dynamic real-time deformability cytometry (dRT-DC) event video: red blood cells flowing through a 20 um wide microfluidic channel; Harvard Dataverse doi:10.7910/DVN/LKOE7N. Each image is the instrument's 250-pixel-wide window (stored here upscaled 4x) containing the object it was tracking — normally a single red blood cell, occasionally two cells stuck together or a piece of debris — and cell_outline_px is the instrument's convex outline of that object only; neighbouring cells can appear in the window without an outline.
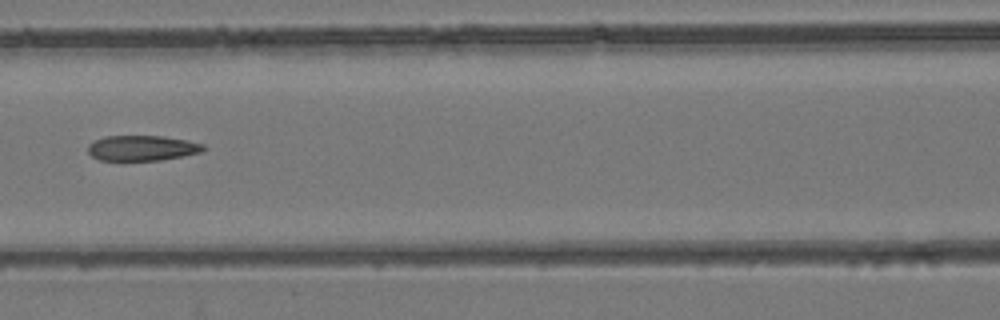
{"species": "common noctule bat (a hibernating species)", "species_latin": "Nyctalus noctula", "temperature_condition": "room temperature", "stored_images_in_passage": 6, "camera_frame_rate_fps": 3000, "um_per_image_px": 0.085, "animal": {"sex": "female", "body_mass_g": 24.6, "forearm_length_mm": 56.2}, "frame": {"image": 1, "passage_image": 5, "time_ms": 6.0, "image_size_px": [1000, 320], "cell_outline_px": [[208, 148], [200, 152], [160, 160], [100, 160], [92, 156], [88, 152], [88, 144], [104, 136], [164, 136], [188, 140], [204, 144]], "centroid_in_image_um": [12.09, 12.57], "position_along_channel_um": 154.5, "area_um2": 16.99}}
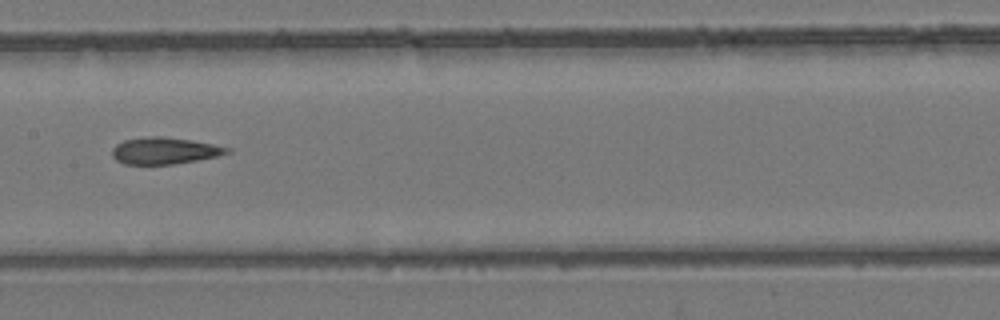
{"frame": {"image": 2, "passage_image": 6, "time_ms": 7.0, "image_size_px": [1000, 320], "cell_outline_px": [[232, 152], [216, 156], [196, 160], [172, 164], [124, 164], [116, 160], [112, 156], [112, 148], [116, 144], [124, 140], [148, 136], [160, 136], [188, 140], [212, 144], [232, 148]], "centroid_in_image_um": [13.96, 12.81], "position_along_channel_um": 193.4, "area_um2": 17.74}}